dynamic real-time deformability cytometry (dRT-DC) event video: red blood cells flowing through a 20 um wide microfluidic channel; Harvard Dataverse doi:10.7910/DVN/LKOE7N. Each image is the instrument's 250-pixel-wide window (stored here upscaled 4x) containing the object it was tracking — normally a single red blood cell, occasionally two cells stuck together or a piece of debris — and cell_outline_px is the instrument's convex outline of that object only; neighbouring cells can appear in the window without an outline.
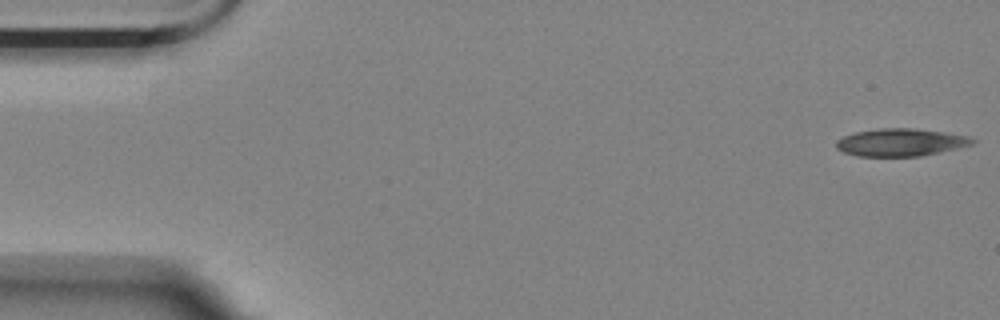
{"species": "Egyptian fruit bat (a non-hibernating species)", "species_latin": "Rousettus aegyptiacus", "temperature_condition": "room temperature", "stored_images_in_passage": 9, "camera_frame_rate_fps": 3000, "um_per_image_px": 0.085, "animal": {"sex": "female"}, "frame": {"image": 1, "passage_image": 1, "time_ms": 0.0, "image_size_px": [1000, 320], "cell_outline_px": [[976, 140], [972, 144], [956, 148], [920, 156], [856, 156], [844, 152], [836, 148], [836, 140], [844, 136], [856, 132], [880, 128], [912, 128], [944, 132], [968, 136]], "centroid_in_image_um": [76.53, 12.1], "position_along_channel_um": 8.5, "area_um2": 21.68}}